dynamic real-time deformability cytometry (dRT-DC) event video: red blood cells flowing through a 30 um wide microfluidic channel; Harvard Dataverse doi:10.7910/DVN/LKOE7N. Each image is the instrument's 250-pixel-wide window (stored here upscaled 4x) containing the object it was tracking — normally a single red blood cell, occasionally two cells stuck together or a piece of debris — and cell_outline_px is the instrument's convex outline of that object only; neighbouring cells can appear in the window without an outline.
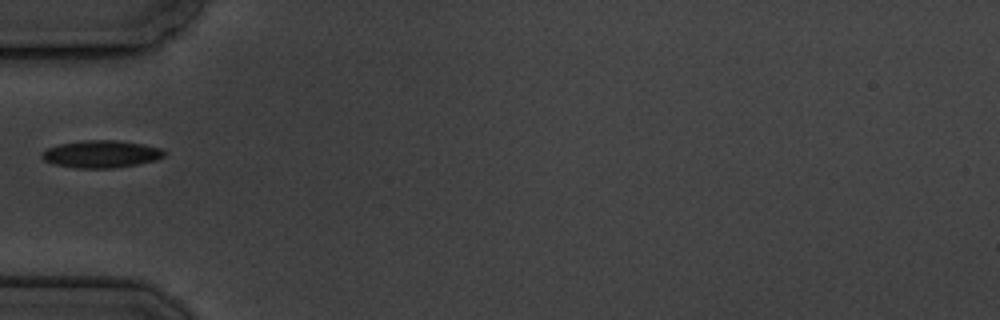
{"species": "common noctule bat (a hibernating species)", "species_latin": "Nyctalus noctula", "temperature_condition": "cold", "stored_images_in_passage": 11, "camera_frame_rate_fps": 3000, "um_per_image_px": 0.085, "animal": {"sex": "male", "body_mass_g": 19.5, "forearm_length_mm": 54.6}, "frame": {"image": 1, "passage_image": 1, "time_ms": 0.0, "image_size_px": [1000, 320], "cell_outline_px": [[168, 152], [164, 156], [156, 160], [116, 168], [76, 168], [52, 164], [44, 160], [40, 156], [40, 152], [48, 148], [60, 144], [84, 140], [120, 140], [144, 144], [160, 148]], "centroid_in_image_um": [8.6, 13.09], "position_along_channel_um": 76.4, "area_um2": 19.71}}
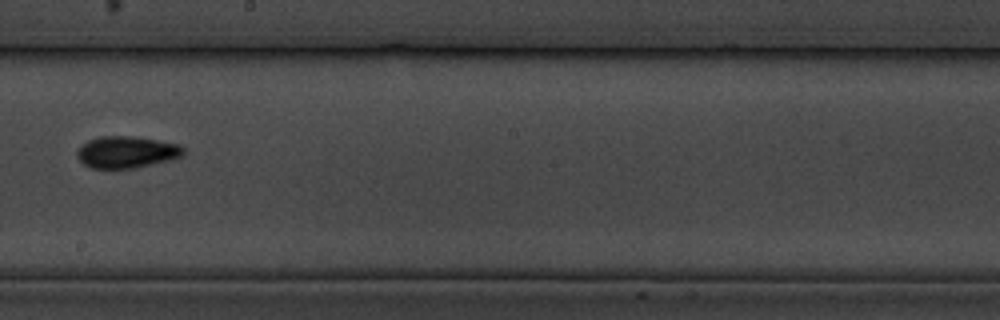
{"frame": {"image": 2, "passage_image": 5, "time_ms": 4.667, "image_size_px": [1000, 320], "cell_outline_px": [[184, 156], [136, 168], [92, 168], [84, 164], [76, 156], [76, 152], [88, 140], [104, 136], [136, 136], [180, 144], [184, 148]], "centroid_in_image_um": [10.79, 12.92], "position_along_channel_um": 237.4, "area_um2": 19.65}}
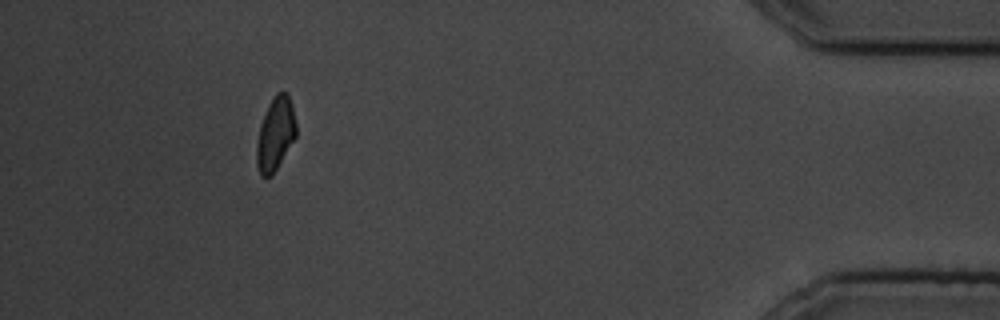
{"frame": {"image": 3, "passage_image": 10, "time_ms": 11.333, "image_size_px": [1000, 320], "cell_outline_px": [[296, 136], [272, 176], [260, 176], [256, 164], [256, 144], [260, 124], [268, 104], [276, 92], [284, 92], [288, 96], [292, 104], [296, 124]], "centroid_in_image_um": [23.39, 11.39], "position_along_channel_um": 411.8, "area_um2": 16.88}}